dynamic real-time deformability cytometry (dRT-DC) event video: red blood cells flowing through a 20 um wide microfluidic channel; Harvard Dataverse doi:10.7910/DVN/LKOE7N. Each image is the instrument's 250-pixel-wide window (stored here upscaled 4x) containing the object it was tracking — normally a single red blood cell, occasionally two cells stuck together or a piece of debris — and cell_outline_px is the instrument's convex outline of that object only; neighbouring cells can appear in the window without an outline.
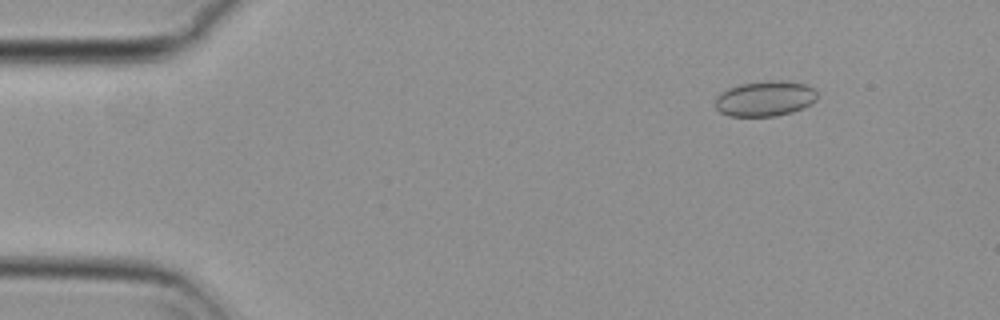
{"species": "common noctule bat (a hibernating species)", "species_latin": "Nyctalus noctula", "temperature_condition": "cold", "stored_images_in_passage": 56, "camera_frame_rate_fps": 3000, "um_per_image_px": 0.085, "animal": {"sex": "female", "body_mass_g": 29.2, "forearm_length_mm": 56.3}, "frame": {"image": 1, "passage_image": 7, "time_ms": 2.0, "image_size_px": [1000, 320], "cell_outline_px": [[816, 100], [804, 108], [792, 112], [776, 116], [728, 116], [720, 112], [716, 108], [716, 96], [720, 92], [728, 88], [740, 84], [772, 80], [784, 80], [804, 84], [816, 88]], "centroid_in_image_um": [65.03, 8.38], "position_along_channel_um": 20.0, "area_um2": 21.15}}
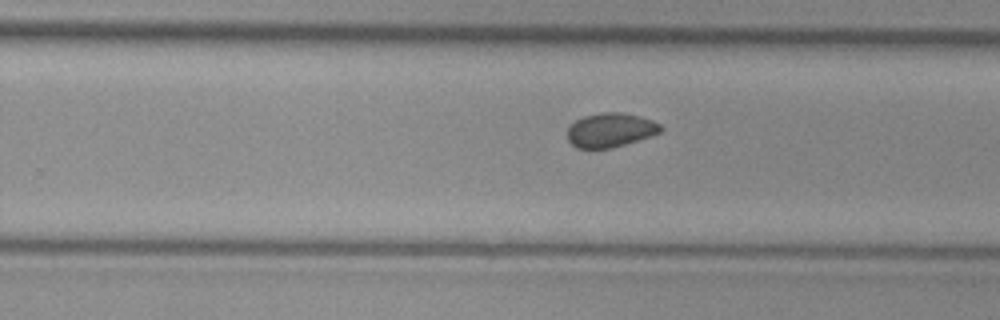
{"frame": {"image": 2, "passage_image": 35, "time_ms": 11.333, "image_size_px": [1000, 320], "cell_outline_px": [[664, 128], [660, 132], [612, 148], [576, 148], [568, 140], [568, 128], [576, 120], [584, 116], [604, 112], [620, 112], [640, 116], [652, 120], [660, 124]], "centroid_in_image_um": [51.88, 11.05], "position_along_channel_um": 277.9, "area_um2": 18.32}}
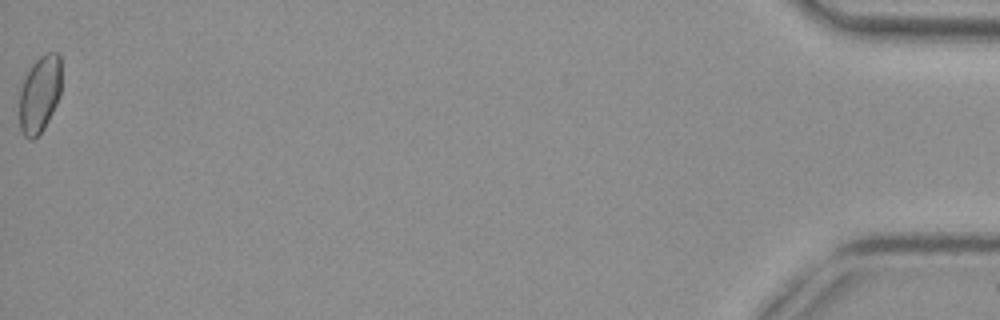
{"frame": {"image": 3, "passage_image": 56, "time_ms": 18.333, "image_size_px": [1000, 320], "cell_outline_px": [[60, 96], [44, 128], [32, 140], [28, 140], [24, 136], [20, 128], [20, 88], [24, 76], [32, 64], [40, 56], [48, 52], [56, 52], [60, 56]], "centroid_in_image_um": [3.36, 7.99], "position_along_channel_um": 431.8, "area_um2": 18.84}, "authors_computed_cell_mechanics": {"area_um2": 18.9873, "velocity_mm_per_s": 3.7139, "shape_relaxation_time_tau1_ms": null, "shape_relaxation_time_tau2_ms": 5.5738, "deformation_change_tau1": null, "deformation_change_tau2": 0.0594}}